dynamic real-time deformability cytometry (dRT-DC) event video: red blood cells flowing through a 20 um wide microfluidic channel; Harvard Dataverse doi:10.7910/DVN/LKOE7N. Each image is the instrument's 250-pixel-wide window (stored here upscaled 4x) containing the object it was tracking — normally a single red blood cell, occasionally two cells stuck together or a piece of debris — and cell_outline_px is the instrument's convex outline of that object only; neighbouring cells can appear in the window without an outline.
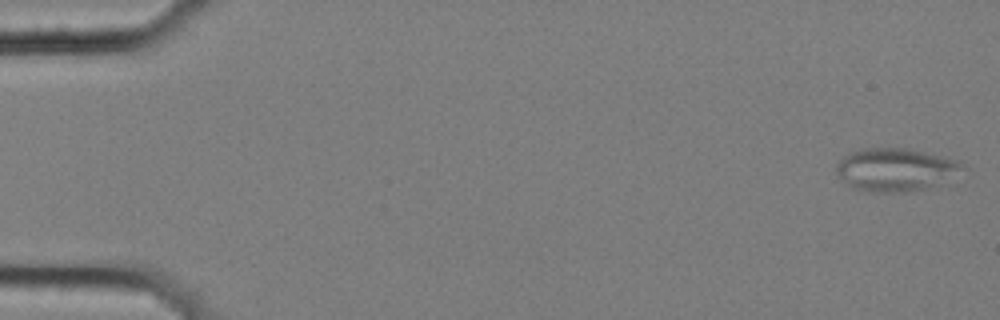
{"species": "common noctule bat (a hibernating species)", "species_latin": "Nyctalus noctula", "temperature_condition": "cold", "stored_images_in_passage": 56, "camera_frame_rate_fps": 3000, "um_per_image_px": 0.085, "animal": {"sex": "female", "body_mass_g": 25.1}, "frame": {"image": 1, "passage_image": 1, "time_ms": 0.0, "image_size_px": [1000, 320], "cell_outline_px": [[968, 168], [924, 188], [904, 192], [868, 192], [848, 188], [836, 172], [836, 164], [844, 156], [860, 148], [908, 148], [960, 160]], "centroid_in_image_um": [76.06, 14.41], "position_along_channel_um": 8.9, "area_um2": 31.56}}
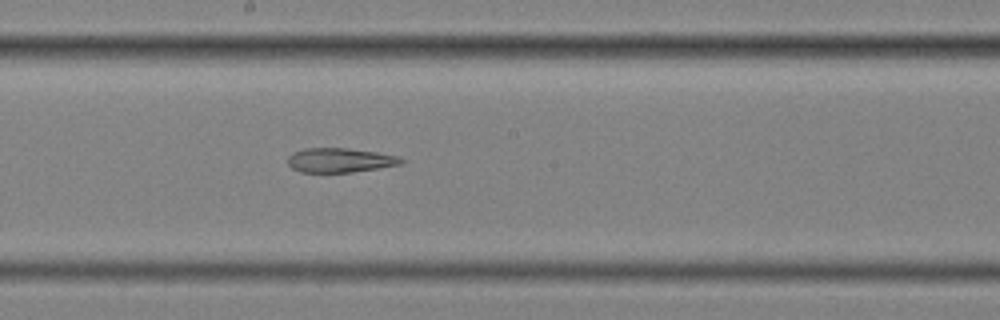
{"frame": {"image": 2, "passage_image": 31, "time_ms": 10.0, "image_size_px": [1000, 320], "cell_outline_px": [[408, 160], [400, 164], [352, 172], [300, 172], [292, 168], [288, 164], [288, 156], [292, 152], [304, 148], [348, 148], [376, 152], [400, 156]], "centroid_in_image_um": [28.9, 13.61], "position_along_channel_um": 219.3, "area_um2": 16.18}}
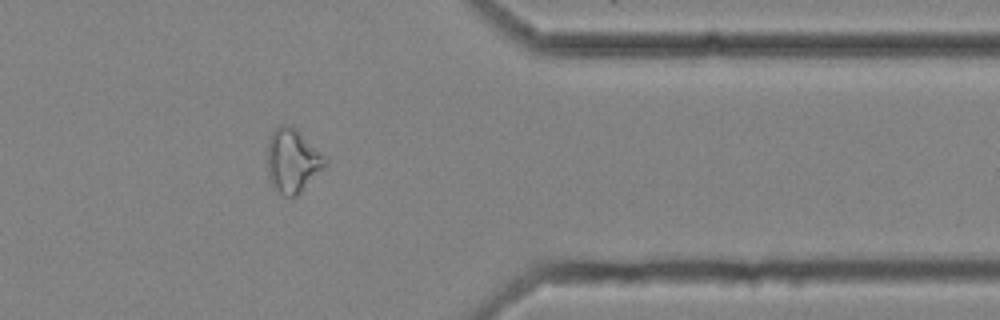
{"frame": {"image": 3, "passage_image": 46, "time_ms": 15.0, "image_size_px": [1000, 320], "cell_outline_px": [[328, 164], [296, 196], [284, 196], [272, 184], [268, 176], [268, 140], [272, 132], [280, 124], [292, 124], [328, 160]], "centroid_in_image_um": [24.87, 13.63], "position_along_channel_um": 386.5, "area_um2": 21.27}, "authors_computed_cell_mechanics": {"area_um2": 22.3975, "velocity_mm_per_s": 3.5829, "shape_relaxation_time_tau1_ms": null, "shape_relaxation_time_tau2_ms": 6.0718, "deformation_change_tau1": null, "deformation_change_tau2": 0.161}}